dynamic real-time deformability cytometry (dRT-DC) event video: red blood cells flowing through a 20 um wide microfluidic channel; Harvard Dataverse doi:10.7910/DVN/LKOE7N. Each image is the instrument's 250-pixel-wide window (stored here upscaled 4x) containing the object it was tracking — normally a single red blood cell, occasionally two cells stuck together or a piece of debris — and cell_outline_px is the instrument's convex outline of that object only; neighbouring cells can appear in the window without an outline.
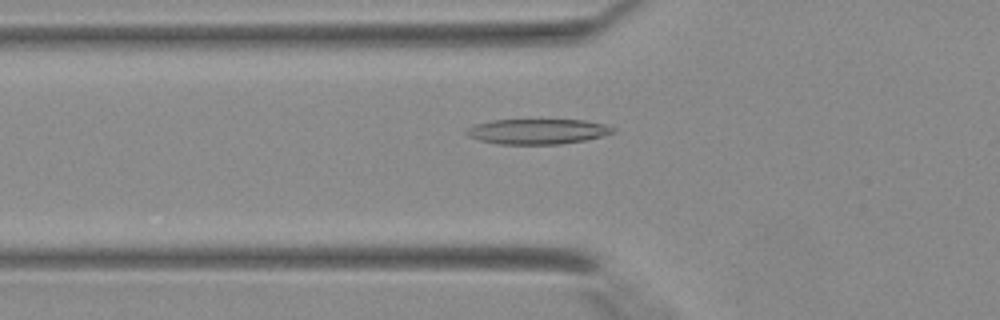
{"species": "Egyptian fruit bat (a non-hibernating species)", "species_latin": "Rousettus aegyptiacus", "temperature_condition": "warm", "stored_images_in_passage": 43, "camera_frame_rate_fps": 3000, "um_per_image_px": 0.085, "animal": {"sex": "female"}, "frame": {"image": 1, "passage_image": 16, "time_ms": 5.0, "image_size_px": [1000, 320], "cell_outline_px": [[616, 132], [584, 140], [560, 144], [496, 144], [480, 140], [468, 136], [464, 132], [472, 124], [492, 120], [584, 120], [604, 124], [616, 128]], "centroid_in_image_um": [45.66, 11.17], "position_along_channel_um": 80.1, "area_um2": 21.56}}
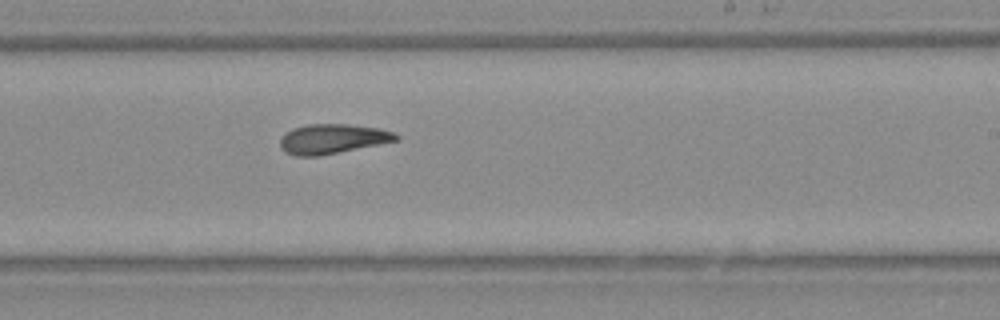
{"frame": {"image": 2, "passage_image": 27, "time_ms": 8.667, "image_size_px": [1000, 320], "cell_outline_px": [[400, 140], [320, 156], [296, 156], [284, 152], [280, 148], [280, 140], [292, 128], [308, 124], [348, 124], [380, 128], [396, 132], [400, 136]], "centroid_in_image_um": [28.31, 11.8], "position_along_channel_um": 260.7, "area_um2": 20.23}}
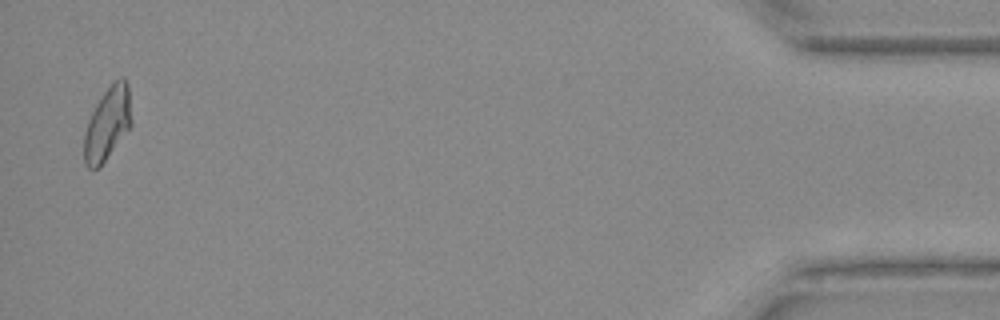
{"frame": {"image": 3, "passage_image": 42, "time_ms": 13.667, "image_size_px": [1000, 320], "cell_outline_px": [[132, 124], [100, 168], [88, 168], [84, 160], [84, 136], [88, 120], [96, 104], [104, 92], [120, 76], [124, 76], [128, 84], [132, 120]], "centroid_in_image_um": [9.15, 10.51], "position_along_channel_um": 426.1, "area_um2": 20.06}}